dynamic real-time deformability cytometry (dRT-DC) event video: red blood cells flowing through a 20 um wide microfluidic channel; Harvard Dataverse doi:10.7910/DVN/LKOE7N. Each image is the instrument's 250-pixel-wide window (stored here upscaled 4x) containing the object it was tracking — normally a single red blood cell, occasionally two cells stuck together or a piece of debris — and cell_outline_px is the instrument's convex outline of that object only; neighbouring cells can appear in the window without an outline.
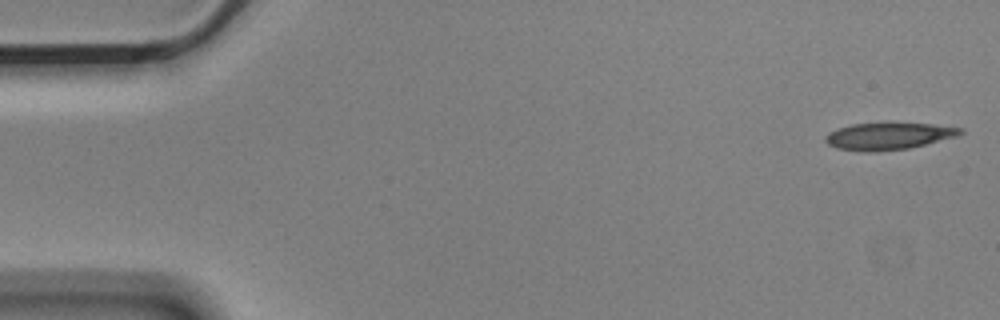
{"species": "Egyptian fruit bat (a non-hibernating species)", "species_latin": "Rousettus aegyptiacus", "temperature_condition": "cold", "stored_images_in_passage": 5, "camera_frame_rate_fps": 3000, "um_per_image_px": 0.085, "animal": {"sex": "male"}, "frame": {"image": 1, "passage_image": 1, "time_ms": 0.0, "image_size_px": [1000, 320], "cell_outline_px": [[964, 132], [960, 136], [908, 148], [876, 152], [868, 152], [836, 148], [828, 144], [824, 140], [824, 136], [828, 132], [852, 124], [888, 120], [932, 124], [964, 128]], "centroid_in_image_um": [75.55, 11.52], "position_along_channel_um": 9.5, "area_um2": 22.2}}
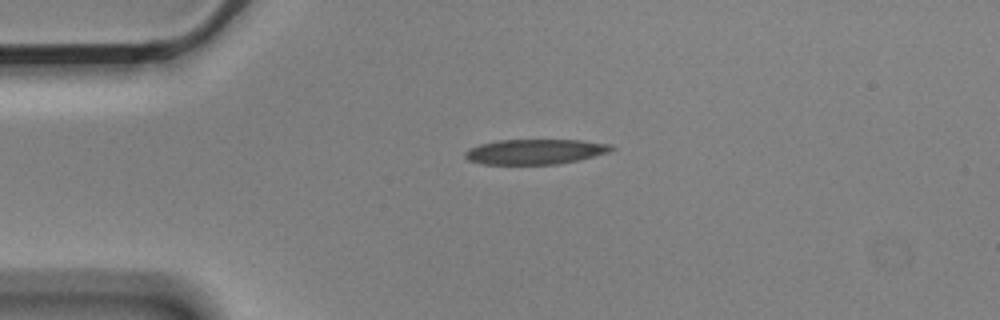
{"frame": {"image": 2, "passage_image": 4, "time_ms": 1.0, "image_size_px": [1000, 320], "cell_outline_px": [[616, 148], [608, 152], [580, 160], [556, 164], [484, 164], [468, 160], [464, 156], [464, 152], [468, 148], [480, 144], [496, 140], [580, 140], [612, 144]], "centroid_in_image_um": [45.49, 12.89], "position_along_channel_um": 39.5, "area_um2": 21.5}}